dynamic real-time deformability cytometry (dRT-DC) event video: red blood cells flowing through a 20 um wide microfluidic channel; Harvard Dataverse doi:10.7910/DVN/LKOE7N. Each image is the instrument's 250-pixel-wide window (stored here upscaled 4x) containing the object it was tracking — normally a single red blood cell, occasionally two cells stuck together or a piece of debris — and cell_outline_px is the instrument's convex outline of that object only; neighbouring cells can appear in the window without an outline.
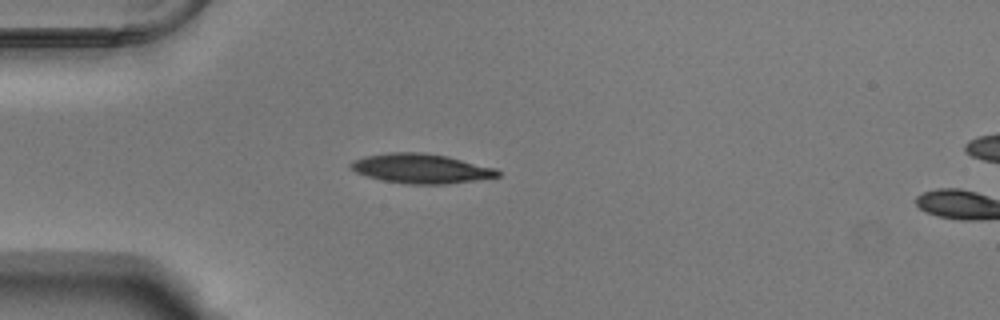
{"species": "Egyptian fruit bat (a non-hibernating species)", "species_latin": "Rousettus aegyptiacus", "temperature_condition": "warm", "stored_images_in_passage": 3, "camera_frame_rate_fps": 3000, "um_per_image_px": 0.085, "animal": {"sex": "male"}, "frame": {"image": 1, "passage_image": 1, "time_ms": 0.0, "image_size_px": [1000, 320], "cell_outline_px": [[500, 176], [476, 180], [444, 184], [408, 184], [384, 180], [368, 176], [356, 172], [348, 164], [352, 160], [364, 156], [388, 152], [424, 152], [448, 156], [496, 168], [500, 172]], "centroid_in_image_um": [35.79, 14.31], "position_along_channel_um": 49.2, "area_um2": 25.32}}